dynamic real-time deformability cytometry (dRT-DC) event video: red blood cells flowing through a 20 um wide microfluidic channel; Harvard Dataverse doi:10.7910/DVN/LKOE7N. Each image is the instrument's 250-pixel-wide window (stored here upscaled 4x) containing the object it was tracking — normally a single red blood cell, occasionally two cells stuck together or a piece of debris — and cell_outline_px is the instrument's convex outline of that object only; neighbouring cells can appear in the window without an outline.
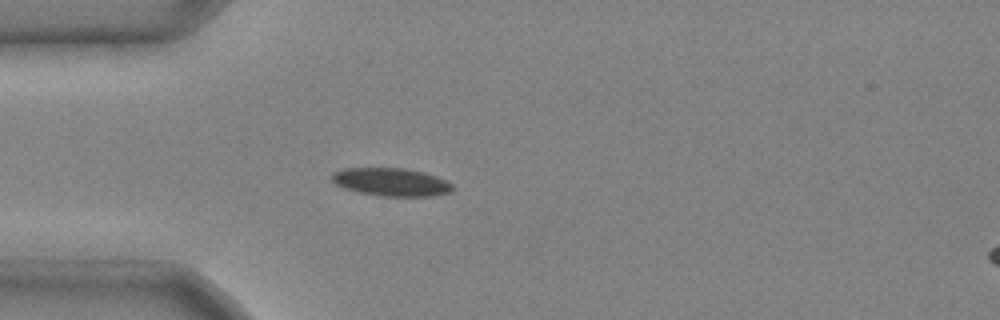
{"species": "common noctule bat (a hibernating species)", "species_latin": "Nyctalus noctula", "temperature_condition": "cold", "stored_images_in_passage": 2, "camera_frame_rate_fps": 3000, "um_per_image_px": 0.085, "animal": {"sex": "male", "body_mass_g": 20.4}, "frame": {"image": 1, "passage_image": 2, "time_ms": 0.333, "image_size_px": [1000, 320], "cell_outline_px": [[452, 192], [432, 196], [380, 196], [360, 192], [344, 188], [336, 184], [332, 180], [332, 172], [344, 168], [404, 168], [424, 172], [448, 180], [452, 184]], "centroid_in_image_um": [33.27, 15.47], "position_along_channel_um": 51.7, "area_um2": 19.77}}